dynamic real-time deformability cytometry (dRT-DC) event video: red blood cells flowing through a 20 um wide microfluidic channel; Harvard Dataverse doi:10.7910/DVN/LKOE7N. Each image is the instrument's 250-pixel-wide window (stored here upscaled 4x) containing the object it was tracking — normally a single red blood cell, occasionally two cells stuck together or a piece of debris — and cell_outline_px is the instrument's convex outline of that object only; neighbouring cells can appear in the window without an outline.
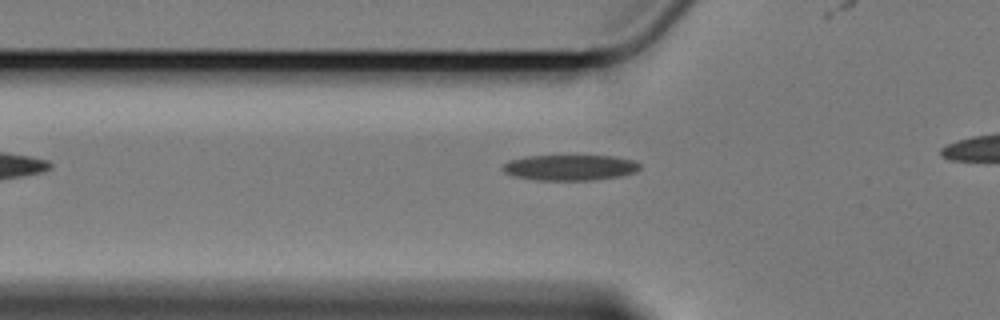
{"species": "Egyptian fruit bat (a non-hibernating species)", "species_latin": "Rousettus aegyptiacus", "temperature_condition": "cold", "stored_images_in_passage": 34, "camera_frame_rate_fps": 3000, "um_per_image_px": 0.085, "animal": {"sex": "female"}, "frame": {"image": 1, "passage_image": 3, "time_ms": 0.667, "image_size_px": [1000, 320], "cell_outline_px": [[640, 168], [636, 172], [620, 176], [592, 180], [536, 180], [512, 176], [504, 172], [504, 164], [508, 160], [528, 156], [612, 156], [632, 160], [640, 164]], "centroid_in_image_um": [48.44, 14.24], "position_along_channel_um": 77.4, "area_um2": 20.4}}
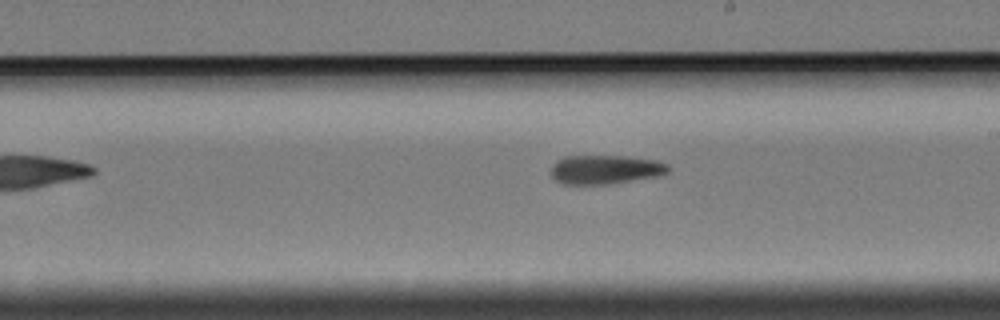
{"frame": {"image": 2, "passage_image": 17, "time_ms": 5.333, "image_size_px": [1000, 320], "cell_outline_px": [[672, 168], [664, 176], [612, 184], [560, 184], [552, 176], [552, 164], [564, 156], [628, 156], [656, 160], [668, 164]], "centroid_in_image_um": [51.54, 14.42], "position_along_channel_um": 237.5, "area_um2": 20.29}}
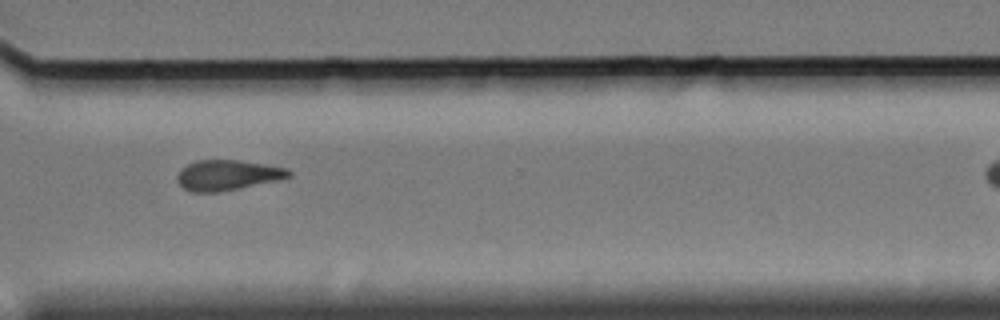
{"frame": {"image": 3, "passage_image": 27, "time_ms": 8.667, "image_size_px": [1000, 320], "cell_outline_px": [[292, 176], [280, 180], [220, 192], [192, 192], [184, 188], [180, 184], [176, 176], [188, 164], [196, 160], [236, 160], [264, 164], [288, 168], [292, 172]], "centroid_in_image_um": [19.39, 14.89], "position_along_channel_um": 351.2, "area_um2": 19.65}}